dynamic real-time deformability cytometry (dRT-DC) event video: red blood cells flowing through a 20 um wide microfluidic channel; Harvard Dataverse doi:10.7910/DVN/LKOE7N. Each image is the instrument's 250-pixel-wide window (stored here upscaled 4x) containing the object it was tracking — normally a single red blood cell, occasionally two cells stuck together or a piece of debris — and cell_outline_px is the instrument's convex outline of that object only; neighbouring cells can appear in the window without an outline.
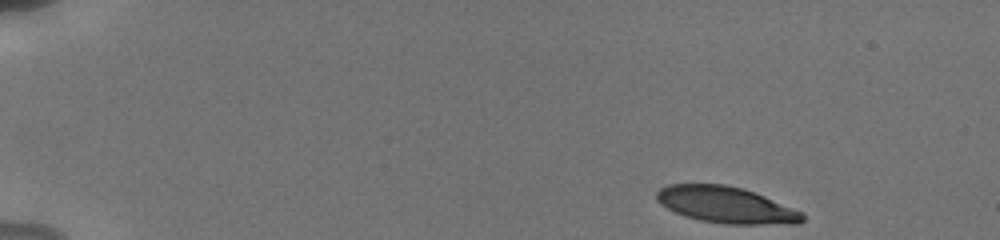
{"species": "human", "species_latin": "Homo sapiens", "temperature_condition": "cold", "stored_images_in_passage": 16, "camera_frame_rate_fps": 3000, "um_per_image_px": 0.085, "donor": {"sex": "male"}, "frame": {"image": 1, "passage_image": 1, "time_ms": 0.0, "image_size_px": [1000, 240], "cell_outline_px": [[804, 220], [800, 224], [724, 224], [700, 220], [684, 216], [668, 208], [656, 200], [656, 192], [660, 188], [668, 184], [724, 184], [744, 188], [764, 196], [800, 212], [804, 216]], "centroid_in_image_um": [61.69, 17.41], "position_along_channel_um": 23.3, "area_um2": 30.75}}
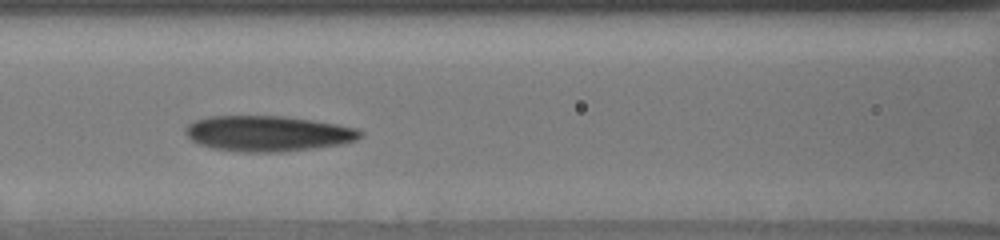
{"frame": {"image": 2, "passage_image": 12, "time_ms": 6.333, "image_size_px": [1000, 240], "cell_outline_px": [[364, 132], [356, 140], [340, 144], [316, 148], [280, 152], [240, 152], [212, 148], [200, 144], [192, 140], [184, 132], [184, 128], [192, 120], [208, 116], [284, 116], [312, 120], [336, 124], [356, 128]], "centroid_in_image_um": [22.73, 11.34], "position_along_channel_um": 143.9, "area_um2": 36.36}}
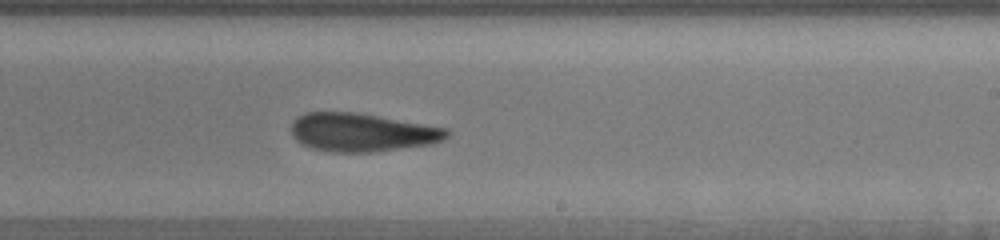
{"frame": {"image": 3, "passage_image": 16, "time_ms": 9.333, "image_size_px": [1000, 240], "cell_outline_px": [[452, 132], [444, 140], [432, 144], [372, 152], [332, 152], [312, 148], [300, 144], [292, 136], [292, 124], [296, 116], [304, 112], [352, 112], [448, 128]], "centroid_in_image_um": [30.76, 11.26], "position_along_channel_um": 258.2, "area_um2": 34.8}}